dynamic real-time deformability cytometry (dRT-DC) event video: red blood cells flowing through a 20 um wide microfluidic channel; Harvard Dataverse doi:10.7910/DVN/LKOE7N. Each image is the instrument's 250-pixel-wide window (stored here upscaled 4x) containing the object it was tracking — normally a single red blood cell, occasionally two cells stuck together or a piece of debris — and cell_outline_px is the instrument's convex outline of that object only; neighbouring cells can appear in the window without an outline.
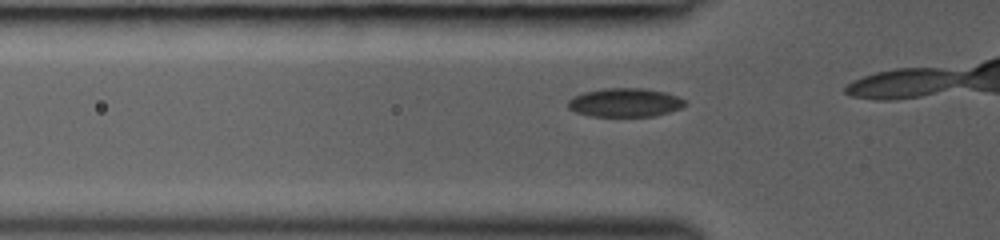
{"species": "common noctule bat (a hibernating species)", "species_latin": "Nyctalus noctula", "temperature_condition": "room temperature", "stored_images_in_passage": 9, "camera_frame_rate_fps": 3000, "um_per_image_px": 0.085, "animal": {"sex": "female", "body_mass_g": 19.0, "forearm_length_mm": 53.3}, "frame": {"image": 1, "passage_image": 7, "time_ms": 2.0, "image_size_px": [1000, 240], "cell_outline_px": [[688, 104], [680, 108], [656, 116], [588, 116], [576, 112], [568, 108], [568, 100], [572, 96], [584, 92], [604, 88], [640, 88], [664, 92], [676, 96], [684, 100]], "centroid_in_image_um": [53.09, 8.72], "position_along_channel_um": 72.7, "area_um2": 19.54}}